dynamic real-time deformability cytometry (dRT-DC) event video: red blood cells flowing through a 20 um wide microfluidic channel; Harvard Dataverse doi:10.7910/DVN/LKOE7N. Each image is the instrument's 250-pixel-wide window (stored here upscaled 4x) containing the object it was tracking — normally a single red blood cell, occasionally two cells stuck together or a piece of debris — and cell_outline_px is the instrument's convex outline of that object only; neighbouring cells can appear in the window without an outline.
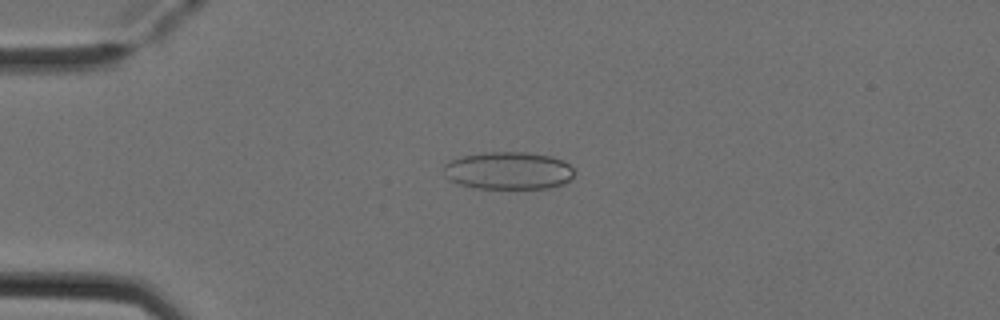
{"species": "Egyptian fruit bat (a non-hibernating species)", "species_latin": "Rousettus aegyptiacus", "temperature_condition": "cold", "stored_images_in_passage": 4, "camera_frame_rate_fps": 3000, "um_per_image_px": 0.085, "animal": {"sex": "female"}, "frame": {"image": 1, "passage_image": 3, "time_ms": 0.667, "image_size_px": [1000, 320], "cell_outline_px": [[576, 172], [564, 184], [548, 188], [476, 188], [460, 184], [444, 176], [444, 164], [460, 156], [484, 152], [524, 152], [552, 156], [568, 164]], "centroid_in_image_um": [43.21, 14.5], "position_along_channel_um": 41.8, "area_um2": 28.55}}